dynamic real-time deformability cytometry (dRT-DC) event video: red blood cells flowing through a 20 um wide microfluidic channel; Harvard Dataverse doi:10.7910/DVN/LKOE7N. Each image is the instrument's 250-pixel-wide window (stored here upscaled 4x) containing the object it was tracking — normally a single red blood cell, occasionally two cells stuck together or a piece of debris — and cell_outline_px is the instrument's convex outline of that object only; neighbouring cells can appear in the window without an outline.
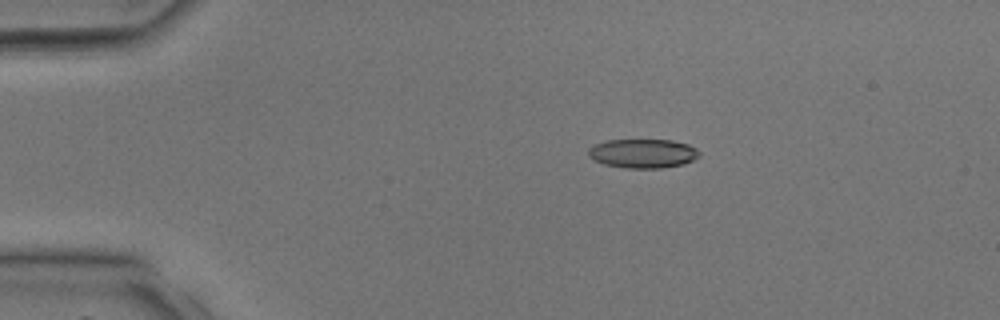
{"species": "common noctule bat (a hibernating species)", "species_latin": "Nyctalus noctula", "temperature_condition": "room temperature", "stored_images_in_passage": 32, "camera_frame_rate_fps": 3000, "um_per_image_px": 0.085, "animal": {"sex": "male", "body_mass_g": 17.9, "forearm_length_mm": 54.2}, "frame": {"image": 1, "passage_image": 1, "time_ms": 0.0, "image_size_px": [1000, 320], "cell_outline_px": [[700, 156], [684, 164], [660, 168], [624, 168], [604, 164], [588, 156], [588, 148], [596, 144], [608, 140], [672, 140], [688, 144], [696, 148], [700, 152]], "centroid_in_image_um": [54.66, 13.04], "position_along_channel_um": 30.3, "area_um2": 18.79}}
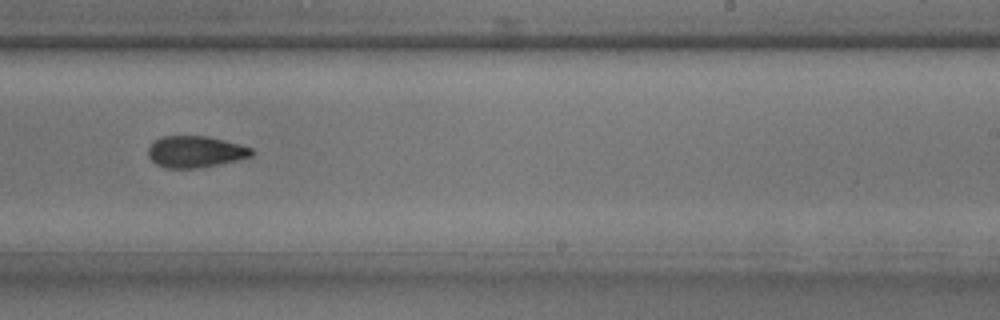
{"frame": {"image": 2, "passage_image": 18, "time_ms": 5.667, "image_size_px": [1000, 320], "cell_outline_px": [[252, 156], [220, 164], [196, 168], [164, 168], [156, 164], [148, 156], [148, 148], [152, 140], [160, 136], [208, 136], [240, 144], [252, 148]], "centroid_in_image_um": [16.56, 12.89], "position_along_channel_um": 272.4, "area_um2": 19.13}}
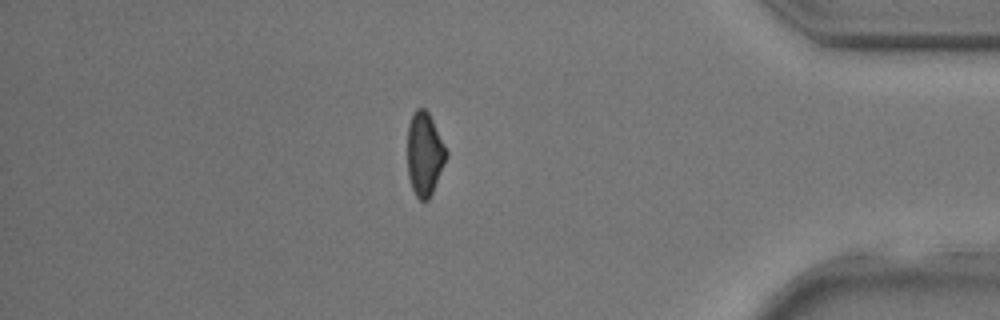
{"frame": {"image": 3, "passage_image": 27, "time_ms": 8.667, "image_size_px": [1000, 320], "cell_outline_px": [[448, 156], [432, 192], [428, 200], [420, 200], [416, 196], [412, 188], [408, 176], [408, 124], [412, 112], [416, 108], [424, 108], [428, 112], [448, 152]], "centroid_in_image_um": [36.08, 13.07], "position_along_channel_um": 399.1, "area_um2": 18.79}}